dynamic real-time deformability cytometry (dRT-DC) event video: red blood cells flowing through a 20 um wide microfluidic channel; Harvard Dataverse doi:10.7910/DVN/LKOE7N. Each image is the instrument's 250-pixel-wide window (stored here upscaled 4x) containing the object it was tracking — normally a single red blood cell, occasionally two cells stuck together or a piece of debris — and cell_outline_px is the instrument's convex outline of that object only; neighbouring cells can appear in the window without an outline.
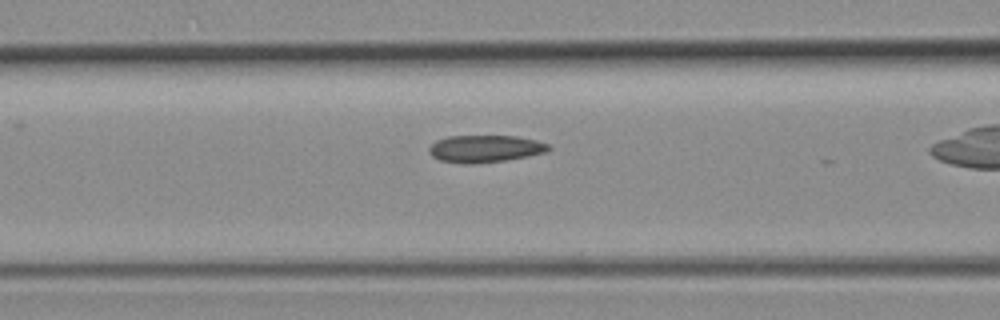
{"species": "common noctule bat (a hibernating species)", "species_latin": "Nyctalus noctula", "temperature_condition": "room temperature", "stored_images_in_passage": 11, "camera_frame_rate_fps": 3000, "um_per_image_px": 0.085, "animal": {"sex": "female", "body_mass_g": 19.3, "forearm_length_mm": 54.1}, "frame": {"image": 1, "passage_image": 5, "time_ms": 1.333, "image_size_px": [1000, 320], "cell_outline_px": [[552, 148], [548, 152], [508, 160], [472, 164], [460, 164], [440, 160], [432, 156], [428, 152], [428, 148], [436, 140], [448, 136], [516, 136], [536, 140], [548, 144]], "centroid_in_image_um": [41.23, 12.65], "position_along_channel_um": 125.4, "area_um2": 19.19}}